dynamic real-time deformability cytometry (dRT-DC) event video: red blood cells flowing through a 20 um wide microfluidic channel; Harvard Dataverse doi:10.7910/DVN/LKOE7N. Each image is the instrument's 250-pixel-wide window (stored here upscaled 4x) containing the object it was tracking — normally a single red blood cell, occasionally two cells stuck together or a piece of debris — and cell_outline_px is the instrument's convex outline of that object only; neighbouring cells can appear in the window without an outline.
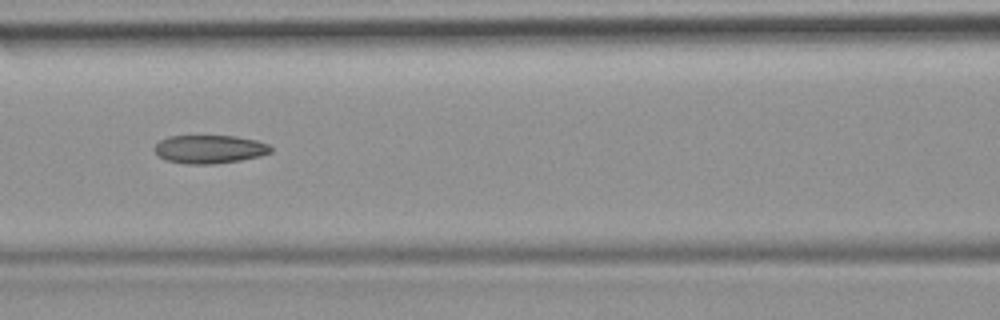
{"species": "common noctule bat (a hibernating species)", "species_latin": "Nyctalus noctula", "temperature_condition": "room temperature", "stored_images_in_passage": 49, "camera_frame_rate_fps": 3000, "um_per_image_px": 0.085, "animal": {"sex": "female", "body_mass_g": 19.9}, "frame": {"image": 1, "passage_image": 22, "time_ms": 7.0, "image_size_px": [1000, 320], "cell_outline_px": [[272, 152], [260, 156], [240, 160], [216, 164], [184, 164], [164, 160], [152, 148], [160, 140], [168, 136], [236, 136], [256, 140], [268, 144], [272, 148]], "centroid_in_image_um": [17.8, 12.69], "position_along_channel_um": 148.8, "area_um2": 19.36}}